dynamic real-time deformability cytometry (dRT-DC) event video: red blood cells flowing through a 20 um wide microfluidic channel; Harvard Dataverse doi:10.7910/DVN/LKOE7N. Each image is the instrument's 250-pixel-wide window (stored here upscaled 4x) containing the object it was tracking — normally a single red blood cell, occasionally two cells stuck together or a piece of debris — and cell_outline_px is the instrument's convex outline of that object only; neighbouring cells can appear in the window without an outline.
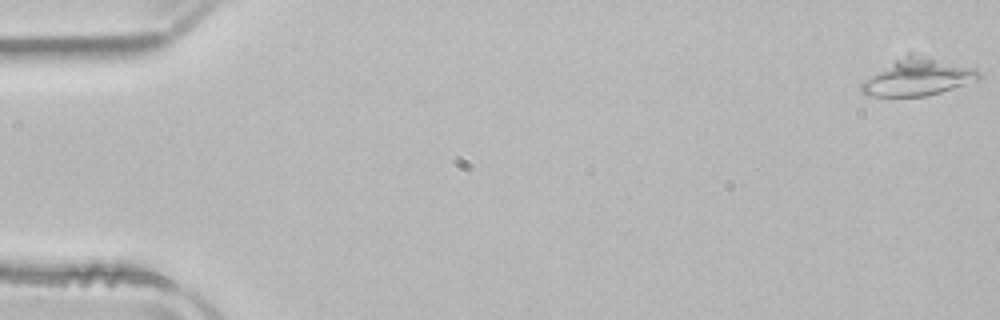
{"species": "common noctule bat (a hibernating species)", "species_latin": "Nyctalus noctula", "temperature_condition": "room temperature", "stored_images_in_passage": 19, "camera_frame_rate_fps": 3000, "um_per_image_px": 0.085, "animal": {"sex": "male", "body_mass_g": 21.5, "forearm_length_mm": 52.0}, "frame": {"image": 1, "passage_image": 1, "time_ms": 0.0, "image_size_px": [1000, 320], "cell_outline_px": [[984, 76], [980, 80], [940, 92], [924, 96], [864, 96], [860, 92], [860, 84], [864, 80], [908, 52], [912, 52], [976, 68]], "centroid_in_image_um": [78.05, 6.55], "position_along_channel_um": 6.9, "area_um2": 25.55}}